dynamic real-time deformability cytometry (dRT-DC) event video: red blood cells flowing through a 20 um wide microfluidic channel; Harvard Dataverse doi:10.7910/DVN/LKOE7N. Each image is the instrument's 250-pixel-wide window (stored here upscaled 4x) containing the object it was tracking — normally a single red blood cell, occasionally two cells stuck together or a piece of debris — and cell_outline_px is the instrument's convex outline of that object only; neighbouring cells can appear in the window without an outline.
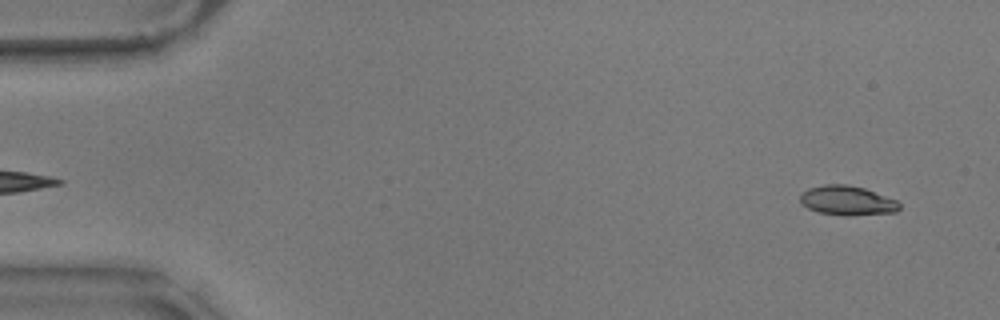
{"species": "common noctule bat (a hibernating species)", "species_latin": "Nyctalus noctula", "temperature_condition": "warm", "stored_images_in_passage": 56, "camera_frame_rate_fps": 3000, "um_per_image_px": 0.085, "animal": {"sex": "male", "body_mass_g": 17.9}, "frame": {"image": 1, "passage_image": 3, "time_ms": 0.667, "image_size_px": [1000, 320], "cell_outline_px": [[900, 208], [896, 212], [848, 216], [844, 216], [820, 212], [808, 208], [800, 204], [800, 196], [808, 188], [824, 184], [848, 184], [864, 188], [896, 200], [900, 204]], "centroid_in_image_um": [72.0, 17.05], "position_along_channel_um": 13.0, "area_um2": 17.05}}
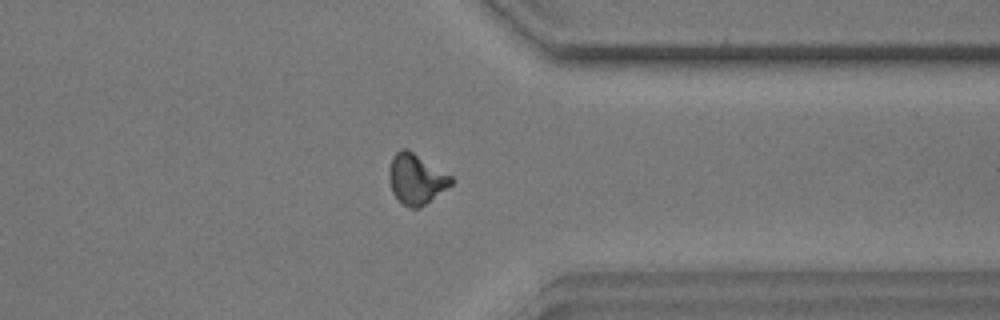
{"frame": {"image": 2, "passage_image": 44, "time_ms": 14.333, "image_size_px": [1000, 320], "cell_outline_px": [[456, 180], [452, 184], [420, 208], [408, 208], [392, 192], [388, 176], [388, 168], [392, 156], [400, 148], [408, 148], [452, 176]], "centroid_in_image_um": [35.36, 15.18], "position_along_channel_um": 376.0, "area_um2": 18.38}}
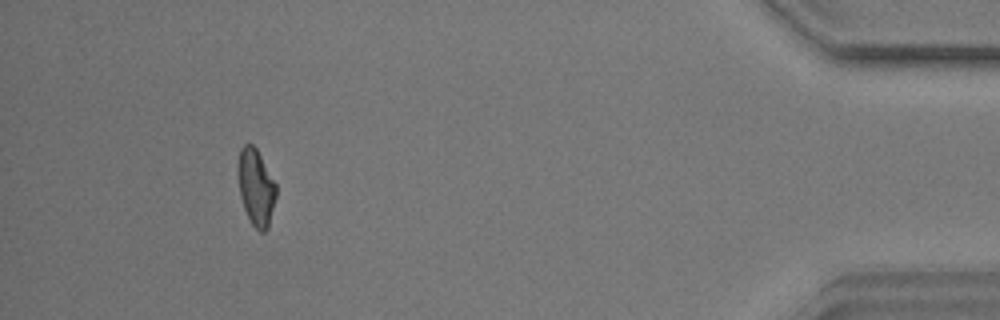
{"frame": {"image": 3, "passage_image": 52, "time_ms": 17.0, "image_size_px": [1000, 320], "cell_outline_px": [[276, 196], [268, 228], [264, 232], [260, 232], [252, 224], [244, 208], [240, 196], [236, 172], [236, 164], [240, 148], [244, 144], [252, 144], [256, 148], [276, 184]], "centroid_in_image_um": [21.72, 15.89], "position_along_channel_um": 413.5, "area_um2": 17.17}, "authors_computed_cell_mechanics": {"area_um2": 17.1377, "velocity_mm_per_s": 3.5476, "shape_relaxation_time_tau1_ms": 7.7322, "shape_relaxation_time_tau2_ms": 2.6702, "deformation_change_tau1": 0.2104, "deformation_change_tau2": 0.0964}}